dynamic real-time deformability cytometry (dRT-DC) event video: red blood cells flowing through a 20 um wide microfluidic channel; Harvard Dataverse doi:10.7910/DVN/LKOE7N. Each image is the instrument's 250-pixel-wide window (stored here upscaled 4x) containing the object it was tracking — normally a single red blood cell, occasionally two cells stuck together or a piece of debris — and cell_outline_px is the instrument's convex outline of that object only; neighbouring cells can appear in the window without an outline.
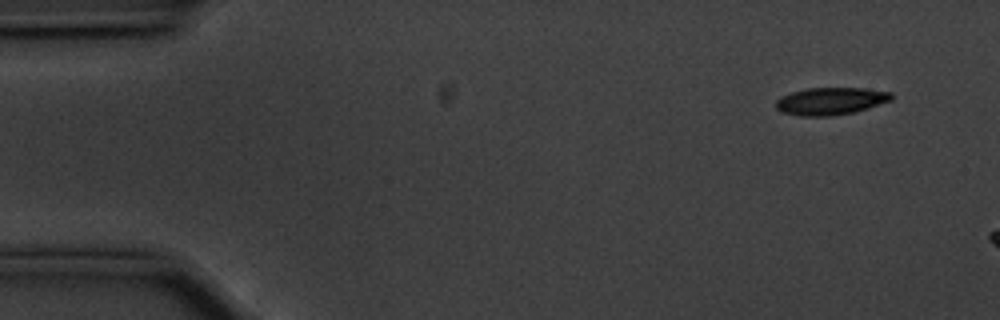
{"species": "common noctule bat (a hibernating species)", "species_latin": "Nyctalus noctula", "temperature_condition": "cold", "stored_images_in_passage": 7, "camera_frame_rate_fps": 3000, "um_per_image_px": 0.085, "animal": {"sex": "male", "body_mass_g": 20.1, "forearm_length_mm": 53.5}, "frame": {"image": 1, "passage_image": 1, "time_ms": 0.0, "image_size_px": [1000, 320], "cell_outline_px": [[892, 100], [868, 108], [852, 112], [828, 116], [800, 116], [780, 112], [776, 108], [776, 100], [780, 96], [792, 92], [808, 88], [864, 88], [892, 92]], "centroid_in_image_um": [70.58, 8.59], "position_along_channel_um": 14.4, "area_um2": 18.44}}